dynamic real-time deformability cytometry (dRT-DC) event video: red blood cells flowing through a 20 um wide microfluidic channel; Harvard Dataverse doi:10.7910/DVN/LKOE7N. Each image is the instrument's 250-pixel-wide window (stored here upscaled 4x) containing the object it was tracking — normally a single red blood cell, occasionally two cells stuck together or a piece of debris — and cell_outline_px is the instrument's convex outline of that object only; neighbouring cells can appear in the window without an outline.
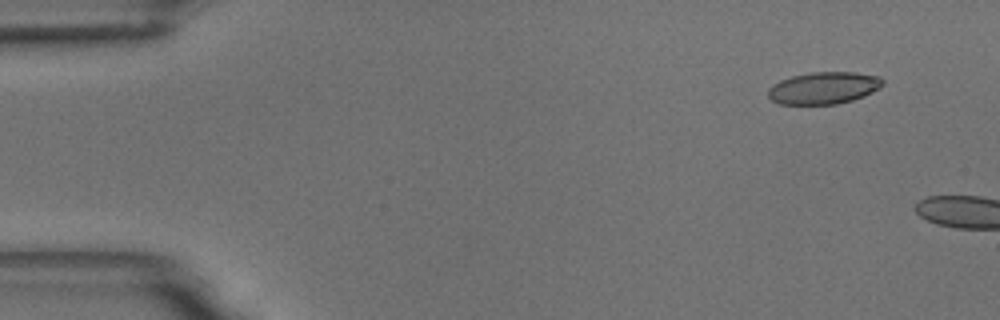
{"species": "common noctule bat (a hibernating species)", "species_latin": "Nyctalus noctula", "temperature_condition": "room temperature", "stored_images_in_passage": 4, "camera_frame_rate_fps": 3000, "um_per_image_px": 0.085, "animal": {"sex": "male", "body_mass_g": 18.8}, "frame": {"image": 1, "passage_image": 1, "time_ms": 0.0, "image_size_px": [1000, 320], "cell_outline_px": [[884, 84], [880, 88], [864, 96], [852, 100], [836, 104], [780, 104], [772, 100], [768, 96], [768, 88], [772, 84], [780, 80], [792, 76], [812, 72], [852, 72], [880, 76], [884, 80]], "centroid_in_image_um": [70.02, 7.47], "position_along_channel_um": 15.0, "area_um2": 21.5}}